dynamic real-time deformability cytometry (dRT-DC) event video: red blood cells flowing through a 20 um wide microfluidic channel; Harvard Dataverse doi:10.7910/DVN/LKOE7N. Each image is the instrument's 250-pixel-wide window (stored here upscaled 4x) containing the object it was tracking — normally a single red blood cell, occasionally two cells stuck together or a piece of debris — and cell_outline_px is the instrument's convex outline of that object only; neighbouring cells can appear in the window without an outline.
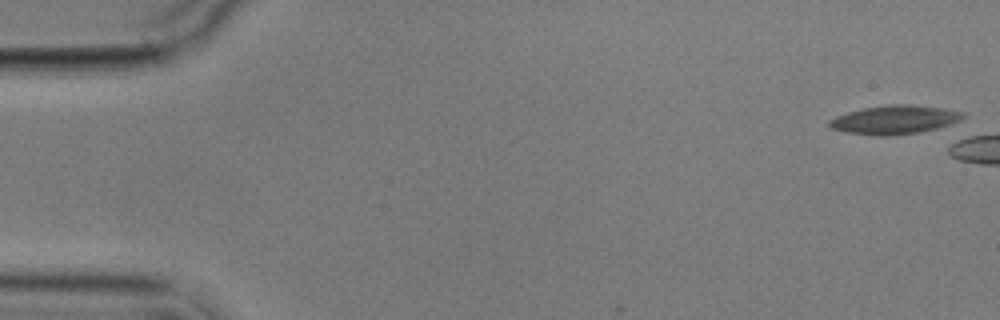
{"species": "common noctule bat (a hibernating species)", "species_latin": "Nyctalus noctula", "temperature_condition": "cold", "stored_images_in_passage": 3, "camera_frame_rate_fps": 3000, "um_per_image_px": 0.085, "animal": {"sex": "male", "body_mass_g": 17.9}, "frame": {"image": 1, "passage_image": 1, "time_ms": 0.0, "image_size_px": [1000, 320], "cell_outline_px": [[964, 116], [960, 120], [936, 128], [920, 132], [884, 136], [876, 136], [844, 132], [832, 128], [828, 124], [828, 120], [836, 116], [848, 112], [864, 108], [888, 104], [908, 104], [940, 108], [964, 112]], "centroid_in_image_um": [75.99, 10.18], "position_along_channel_um": 9.0, "area_um2": 22.14}}